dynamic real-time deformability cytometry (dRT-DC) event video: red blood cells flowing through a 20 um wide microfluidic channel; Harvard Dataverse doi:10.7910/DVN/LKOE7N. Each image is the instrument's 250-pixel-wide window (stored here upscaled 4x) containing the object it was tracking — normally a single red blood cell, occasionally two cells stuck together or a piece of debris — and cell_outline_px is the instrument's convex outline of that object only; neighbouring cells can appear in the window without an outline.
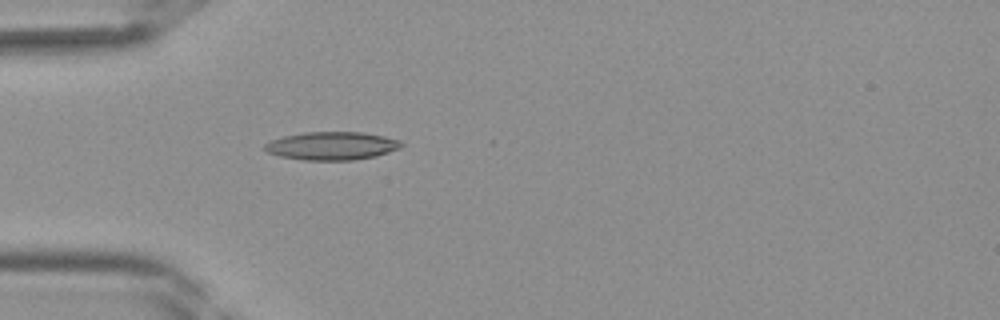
{"species": "Egyptian fruit bat (a non-hibernating species)", "species_latin": "Rousettus aegyptiacus", "temperature_condition": "room temperature", "stored_images_in_passage": 28, "camera_frame_rate_fps": 3000, "um_per_image_px": 0.085, "frame": {"image": 1, "passage_image": 1, "time_ms": 0.0, "image_size_px": [1000, 320], "cell_outline_px": [[404, 144], [400, 148], [376, 156], [352, 160], [304, 160], [280, 156], [268, 152], [264, 148], [264, 144], [272, 140], [284, 136], [304, 132], [364, 132], [384, 136], [400, 140]], "centroid_in_image_um": [28.23, 12.39], "position_along_channel_um": 56.8, "area_um2": 22.37}}
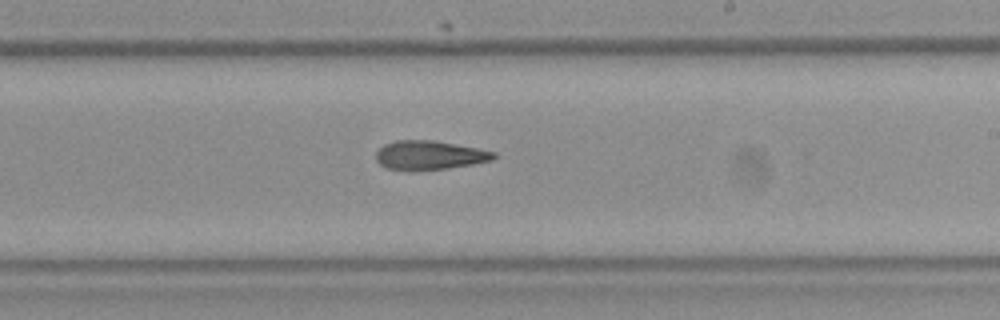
{"frame": {"image": 2, "passage_image": 13, "time_ms": 4.0, "image_size_px": [1000, 320], "cell_outline_px": [[500, 156], [492, 160], [472, 164], [448, 168], [412, 172], [408, 172], [384, 168], [376, 160], [376, 152], [384, 144], [396, 140], [432, 140], [476, 148], [496, 152]], "centroid_in_image_um": [36.47, 13.22], "position_along_channel_um": 252.5, "area_um2": 20.29}}
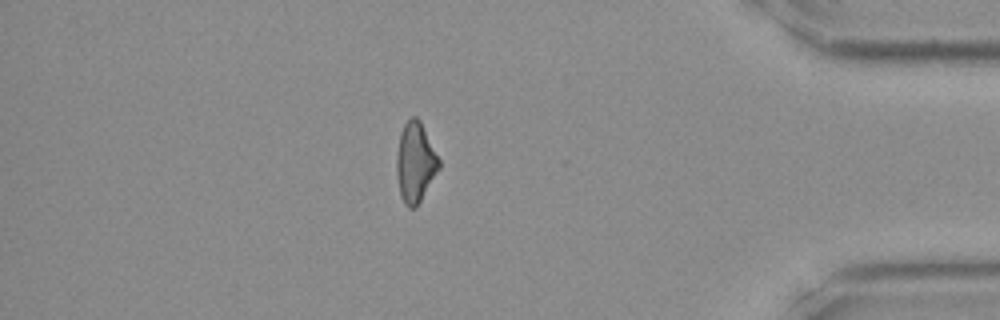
{"frame": {"image": 3, "passage_image": 24, "time_ms": 7.667, "image_size_px": [1000, 320], "cell_outline_px": [[440, 168], [416, 208], [408, 208], [404, 204], [400, 196], [396, 176], [396, 156], [400, 132], [404, 124], [412, 116], [416, 116], [420, 120], [440, 160]], "centroid_in_image_um": [35.28, 13.82], "position_along_channel_um": 399.9, "area_um2": 19.94}}